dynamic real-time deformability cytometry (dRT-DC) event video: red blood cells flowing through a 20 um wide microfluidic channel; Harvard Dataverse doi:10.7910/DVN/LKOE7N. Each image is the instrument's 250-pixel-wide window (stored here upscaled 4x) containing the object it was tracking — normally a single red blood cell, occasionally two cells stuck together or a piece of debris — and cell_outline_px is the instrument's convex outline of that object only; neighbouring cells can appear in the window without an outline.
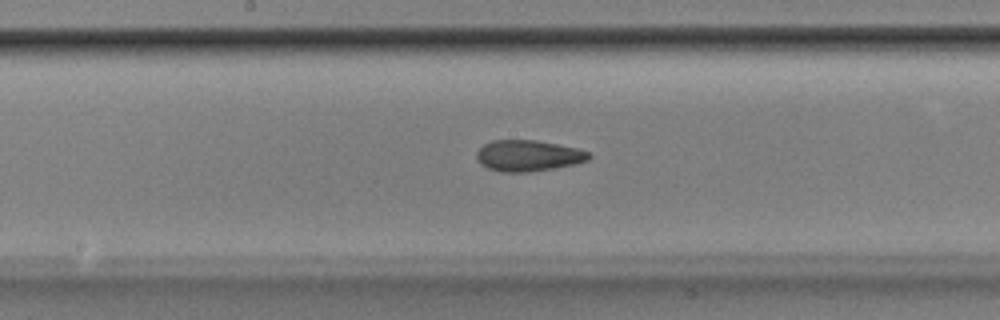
{"species": "Egyptian fruit bat (a non-hibernating species)", "species_latin": "Rousettus aegyptiacus", "temperature_condition": "room temperature", "stored_images_in_passage": 52, "segment_of_instrument_passage": [1, 2], "camera_frame_rate_fps": 3000, "um_per_image_px": 0.085, "animal": {"sex": "male"}, "frame": {"image": 1, "passage_image": 26, "time_ms": 8.333, "image_size_px": [1000, 320], "cell_outline_px": [[592, 156], [588, 160], [576, 164], [556, 168], [528, 172], [500, 172], [488, 168], [480, 164], [476, 156], [476, 152], [484, 144], [492, 140], [536, 140], [576, 148], [588, 152]], "centroid_in_image_um": [44.88, 13.24], "position_along_channel_um": 203.3, "area_um2": 20.4}}
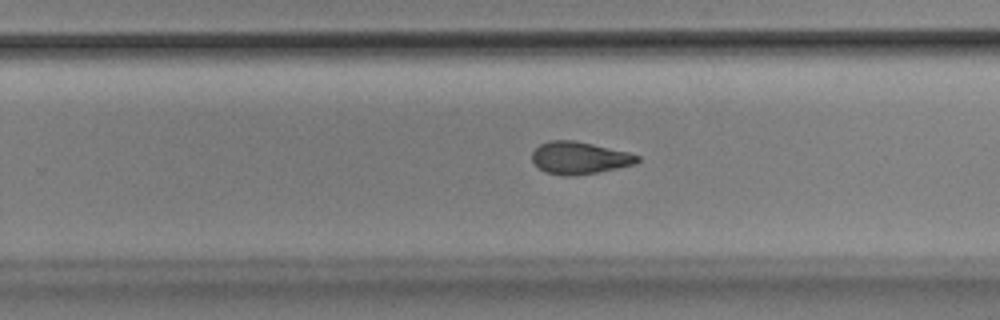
{"frame": {"image": 2, "passage_image": 32, "time_ms": 10.333, "image_size_px": [1000, 320], "cell_outline_px": [[640, 160], [636, 164], [596, 172], [572, 176], [564, 176], [548, 172], [540, 168], [532, 160], [532, 152], [540, 144], [552, 140], [576, 140], [628, 152], [640, 156]], "centroid_in_image_um": [49.27, 13.41], "position_along_channel_um": 280.5, "area_um2": 19.65}}
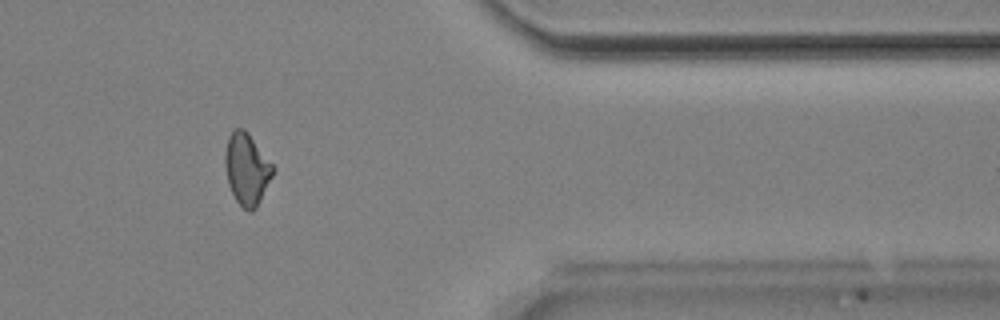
{"frame": {"image": 3, "passage_image": 42, "time_ms": 13.667, "image_size_px": [1000, 320], "cell_outline_px": [[276, 168], [256, 208], [252, 212], [248, 212], [236, 200], [228, 184], [224, 164], [224, 156], [228, 136], [236, 128], [244, 128], [248, 132]], "centroid_in_image_um": [20.97, 14.35], "position_along_channel_um": 390.4, "area_um2": 20.0}}